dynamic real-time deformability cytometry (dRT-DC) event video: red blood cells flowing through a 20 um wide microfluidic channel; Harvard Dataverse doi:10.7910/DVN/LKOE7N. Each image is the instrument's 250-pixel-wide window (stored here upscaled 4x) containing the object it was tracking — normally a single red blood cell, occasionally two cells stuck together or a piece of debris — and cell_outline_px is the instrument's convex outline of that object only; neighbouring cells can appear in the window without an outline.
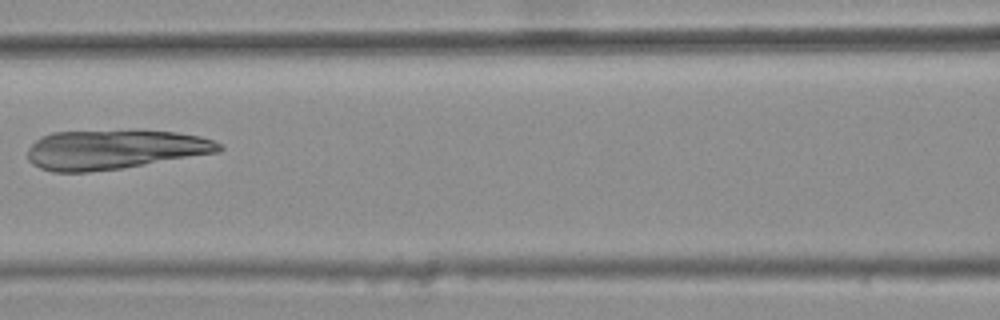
{"species": "common noctule bat (a hibernating species)", "species_latin": "Nyctalus noctula", "temperature_condition": "warm", "stored_images_in_passage": 5, "camera_frame_rate_fps": 3000, "um_per_image_px": 0.085, "animal": {"sex": "female", "body_mass_g": 25.1}, "frame": {"image": 1, "passage_image": 5, "time_ms": 1.333, "image_size_px": [1000, 320], "cell_outline_px": [[224, 148], [220, 152], [120, 168], [88, 172], [52, 172], [40, 168], [32, 164], [28, 160], [28, 148], [40, 136], [52, 132], [176, 132], [200, 136], [212, 140], [220, 144]], "centroid_in_image_um": [9.69, 12.73], "position_along_channel_um": 156.9, "area_um2": 43.18}}